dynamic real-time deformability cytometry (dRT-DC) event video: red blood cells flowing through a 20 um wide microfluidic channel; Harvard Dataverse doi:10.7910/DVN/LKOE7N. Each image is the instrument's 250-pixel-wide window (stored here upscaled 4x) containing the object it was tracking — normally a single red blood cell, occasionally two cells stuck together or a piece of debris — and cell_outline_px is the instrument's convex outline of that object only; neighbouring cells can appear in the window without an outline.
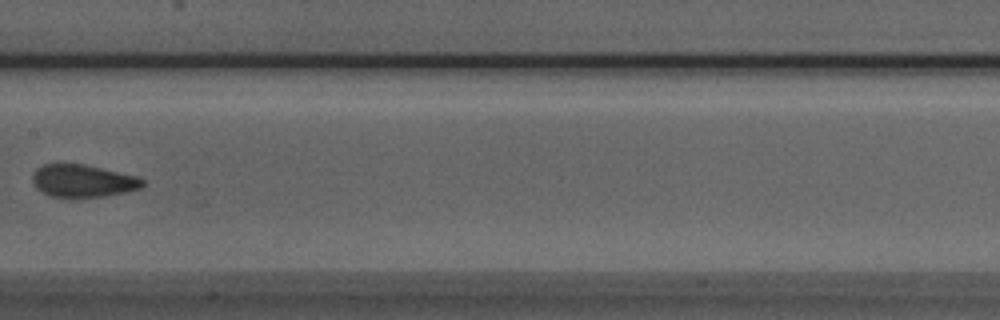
{"species": "Egyptian fruit bat (a non-hibernating species)", "species_latin": "Rousettus aegyptiacus", "temperature_condition": "room temperature", "stored_images_in_passage": 7, "camera_frame_rate_fps": 3000, "um_per_image_px": 0.085, "animal": {"sex": "male"}, "frame": {"image": 1, "passage_image": 6, "time_ms": 1.667, "image_size_px": [1000, 320], "cell_outline_px": [[144, 184], [140, 188], [128, 192], [104, 196], [72, 200], [68, 200], [52, 196], [36, 188], [32, 180], [32, 176], [36, 168], [44, 164], [84, 164], [136, 176], [144, 180]], "centroid_in_image_um": [7.03, 15.41], "position_along_channel_um": 200.4, "area_um2": 21.33}}
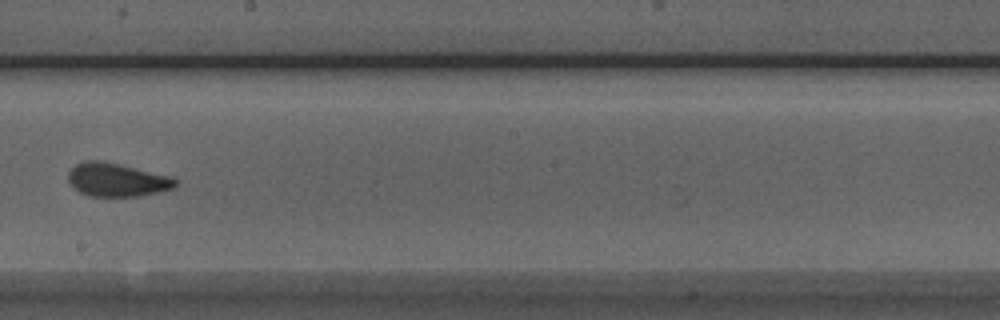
{"frame": {"image": 2, "passage_image": 7, "time_ms": 2.0, "image_size_px": [1000, 320], "cell_outline_px": [[176, 184], [172, 188], [140, 196], [88, 196], [72, 188], [68, 180], [68, 172], [76, 164], [88, 160], [100, 160], [168, 176], [176, 180]], "centroid_in_image_um": [9.85, 15.29], "position_along_channel_um": 238.4, "area_um2": 20.46}}